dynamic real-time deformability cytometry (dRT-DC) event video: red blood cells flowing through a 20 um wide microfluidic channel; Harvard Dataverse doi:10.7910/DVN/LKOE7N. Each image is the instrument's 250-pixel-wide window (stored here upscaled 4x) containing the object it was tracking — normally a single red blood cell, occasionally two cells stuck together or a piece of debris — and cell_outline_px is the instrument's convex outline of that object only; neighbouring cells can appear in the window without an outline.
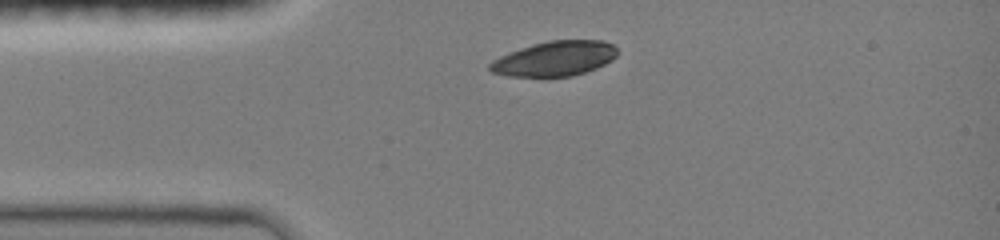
{"species": "common noctule bat (a hibernating species)", "species_latin": "Nyctalus noctula", "temperature_condition": "room temperature", "stored_images_in_passage": 6, "camera_frame_rate_fps": 3000, "um_per_image_px": 0.085, "animal": {"sex": "female", "body_mass_g": 19.0, "forearm_length_mm": 51.5}, "frame": {"image": 1, "passage_image": 1, "time_ms": 0.0, "image_size_px": [1000, 240], "cell_outline_px": [[616, 56], [612, 60], [596, 68], [572, 76], [508, 76], [492, 72], [488, 68], [488, 64], [492, 60], [500, 56], [520, 48], [548, 40], [604, 40], [612, 44], [616, 48]], "centroid_in_image_um": [47.14, 4.97], "position_along_channel_um": 37.9, "area_um2": 25.78}}
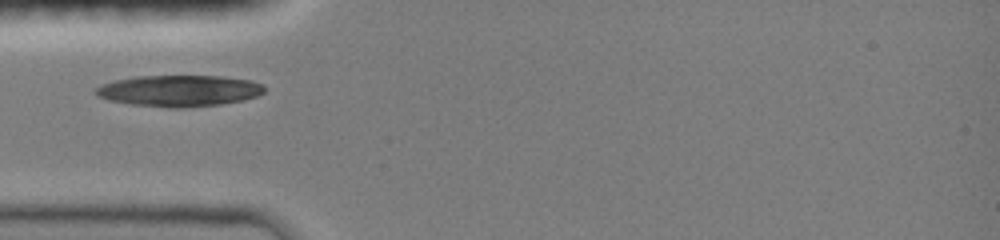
{"frame": {"image": 2, "passage_image": 4, "time_ms": 1.333, "image_size_px": [1000, 240], "cell_outline_px": [[264, 92], [256, 96], [244, 100], [220, 104], [180, 108], [168, 108], [132, 104], [108, 100], [96, 96], [92, 92], [100, 84], [116, 80], [136, 76], [220, 76], [252, 80], [264, 84]], "centroid_in_image_um": [15.21, 7.71], "position_along_channel_um": 69.8, "area_um2": 30.98}}